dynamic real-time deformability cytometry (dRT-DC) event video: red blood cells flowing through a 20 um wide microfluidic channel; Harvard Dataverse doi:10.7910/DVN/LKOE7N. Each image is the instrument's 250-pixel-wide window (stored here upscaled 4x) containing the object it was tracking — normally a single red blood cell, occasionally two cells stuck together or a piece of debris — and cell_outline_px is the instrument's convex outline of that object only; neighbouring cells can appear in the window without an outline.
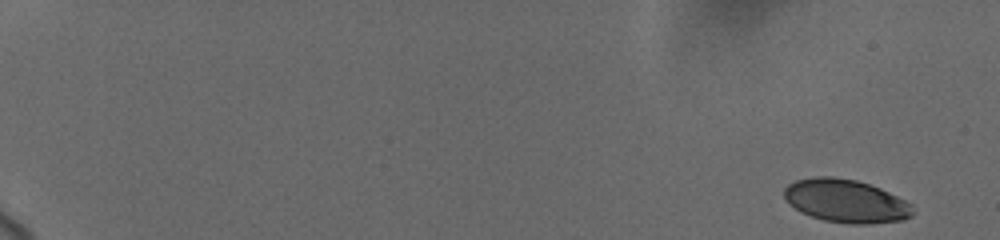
{"species": "human", "species_latin": "Homo sapiens", "temperature_condition": "cold", "stored_images_in_passage": 21, "camera_frame_rate_fps": 3000, "um_per_image_px": 0.085, "donor": {"sex": "female"}, "frame": {"image": 1, "passage_image": 1, "time_ms": 0.0, "image_size_px": [1000, 240], "cell_outline_px": [[916, 212], [912, 216], [904, 220], [864, 224], [852, 224], [824, 220], [812, 216], [796, 208], [784, 196], [784, 188], [788, 184], [796, 180], [816, 176], [832, 176], [856, 180], [880, 188], [912, 204]], "centroid_in_image_um": [71.95, 17.08], "position_along_channel_um": 13.1, "area_um2": 32.14}}
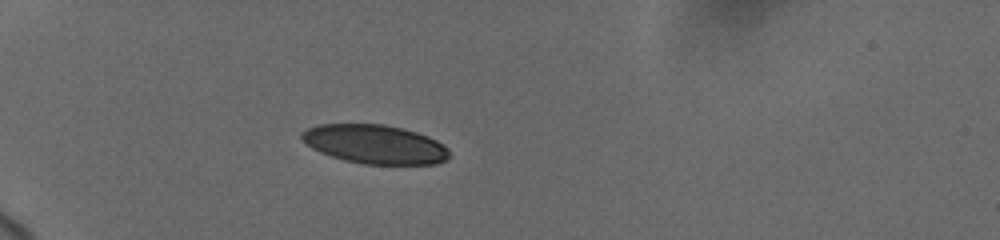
{"frame": {"image": 2, "passage_image": 15, "time_ms": 5.667, "image_size_px": [1000, 240], "cell_outline_px": [[448, 160], [436, 164], [364, 164], [344, 160], [320, 152], [312, 148], [300, 140], [300, 132], [316, 124], [384, 124], [404, 128], [428, 136], [444, 144], [448, 148]], "centroid_in_image_um": [31.85, 12.25], "position_along_channel_um": 53.2, "area_um2": 33.76}}
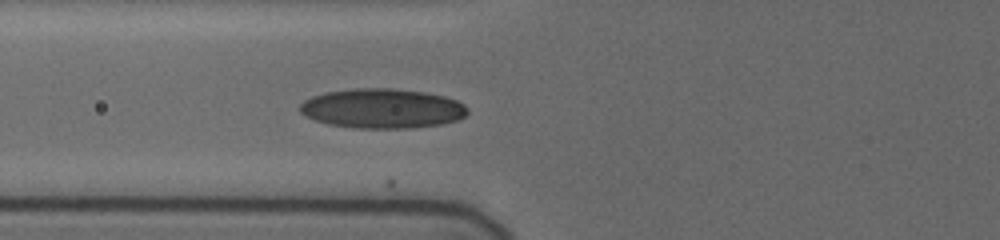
{"frame": {"image": 3, "passage_image": 21, "time_ms": 7.667, "image_size_px": [1000, 240], "cell_outline_px": [[468, 112], [464, 116], [456, 120], [440, 124], [412, 128], [356, 128], [328, 124], [316, 120], [300, 112], [300, 104], [304, 100], [312, 96], [324, 92], [356, 88], [392, 88], [424, 92], [444, 96], [456, 100], [464, 104], [468, 108]], "centroid_in_image_um": [32.49, 9.21], "position_along_channel_um": 93.3, "area_um2": 38.67}}